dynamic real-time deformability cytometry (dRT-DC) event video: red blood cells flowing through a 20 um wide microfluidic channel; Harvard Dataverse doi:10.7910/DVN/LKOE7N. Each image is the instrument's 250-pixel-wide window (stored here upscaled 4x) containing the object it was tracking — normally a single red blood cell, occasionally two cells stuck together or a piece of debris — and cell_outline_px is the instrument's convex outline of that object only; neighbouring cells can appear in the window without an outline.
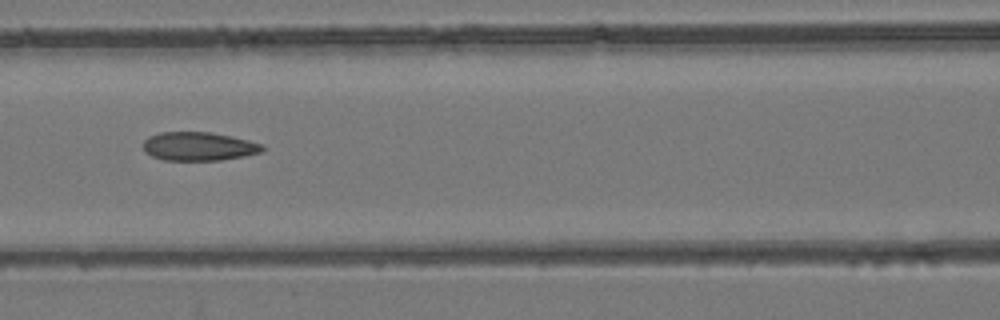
{"species": "common noctule bat (a hibernating species)", "species_latin": "Nyctalus noctula", "temperature_condition": "room temperature", "stored_images_in_passage": 8, "camera_frame_rate_fps": 3000, "um_per_image_px": 0.085, "animal": {"sex": "female", "body_mass_g": 24.6, "forearm_length_mm": 56.2}, "frame": {"image": 1, "passage_image": 6, "time_ms": 1.667, "image_size_px": [1000, 320], "cell_outline_px": [[264, 148], [260, 152], [244, 156], [220, 160], [164, 160], [152, 156], [144, 152], [144, 140], [148, 136], [160, 132], [212, 132], [248, 140], [264, 144]], "centroid_in_image_um": [16.87, 12.43], "position_along_channel_um": 149.7, "area_um2": 19.88}}
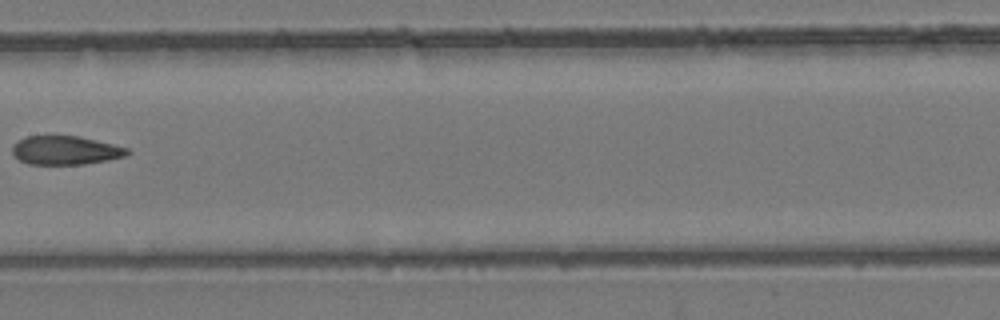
{"frame": {"image": 2, "passage_image": 7, "time_ms": 2.0, "image_size_px": [1000, 320], "cell_outline_px": [[132, 152], [128, 156], [108, 160], [84, 164], [28, 164], [20, 160], [12, 152], [12, 144], [28, 136], [48, 132], [80, 136], [128, 148]], "centroid_in_image_um": [5.56, 12.73], "position_along_channel_um": 201.8, "area_um2": 20.0}}
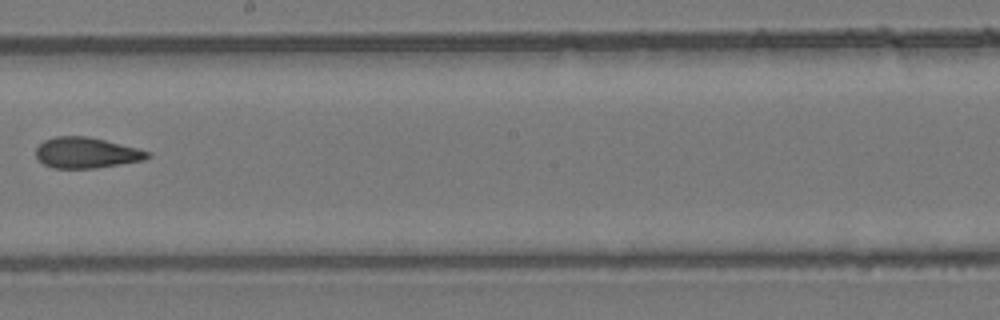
{"frame": {"image": 3, "passage_image": 8, "time_ms": 2.333, "image_size_px": [1000, 320], "cell_outline_px": [[152, 156], [144, 160], [96, 168], [52, 168], [44, 164], [36, 156], [36, 148], [44, 140], [56, 136], [88, 136], [152, 152]], "centroid_in_image_um": [7.35, 12.99], "position_along_channel_um": 240.9, "area_um2": 19.94}}